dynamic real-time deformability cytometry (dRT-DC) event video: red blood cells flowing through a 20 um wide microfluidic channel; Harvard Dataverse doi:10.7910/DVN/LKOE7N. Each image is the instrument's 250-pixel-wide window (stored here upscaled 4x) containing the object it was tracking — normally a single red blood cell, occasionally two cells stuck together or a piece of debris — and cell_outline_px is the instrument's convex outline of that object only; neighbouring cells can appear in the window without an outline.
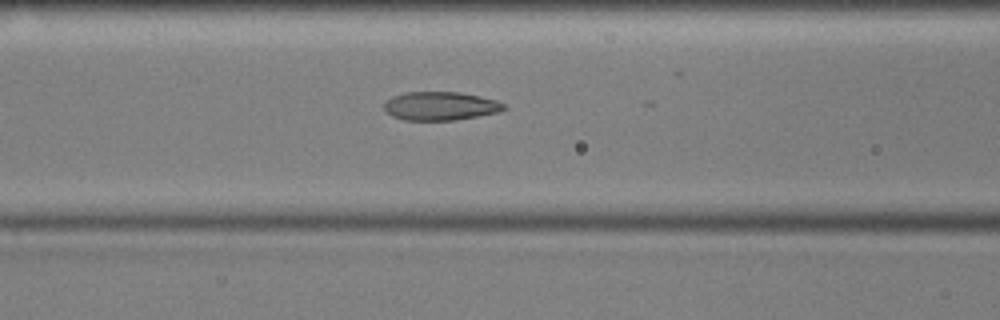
{"species": "common noctule bat (a hibernating species)", "species_latin": "Nyctalus noctula", "temperature_condition": "cold", "stored_images_in_passage": 26, "camera_frame_rate_fps": 3000, "um_per_image_px": 0.085, "animal": {"sex": "male", "body_mass_g": 17.9, "forearm_length_mm": 54.2}, "frame": {"image": 1, "passage_image": 22, "time_ms": 7.0, "image_size_px": [1000, 320], "cell_outline_px": [[508, 108], [496, 112], [456, 120], [404, 120], [392, 116], [384, 108], [384, 104], [392, 96], [404, 92], [460, 92], [480, 96], [496, 100], [504, 104]], "centroid_in_image_um": [37.43, 9.0], "position_along_channel_um": 129.2, "area_um2": 19.83}}
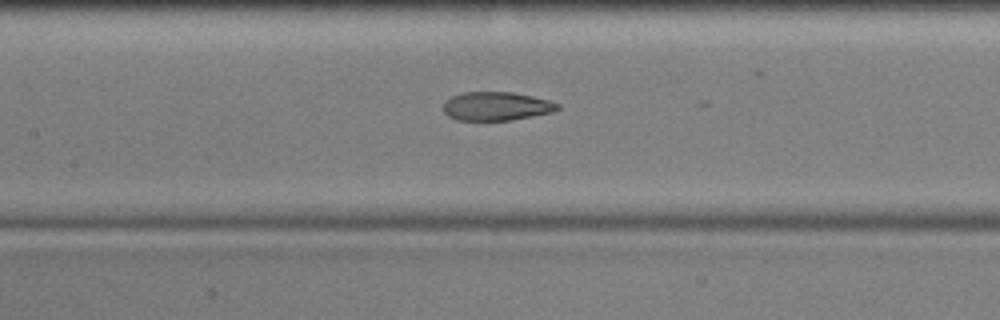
{"frame": {"image": 2, "passage_image": 25, "time_ms": 8.0, "image_size_px": [1000, 320], "cell_outline_px": [[560, 108], [552, 112], [508, 120], [456, 120], [448, 116], [444, 112], [444, 100], [452, 96], [464, 92], [512, 92], [532, 96], [548, 100], [560, 104]], "centroid_in_image_um": [42.16, 9.02], "position_along_channel_um": 165.2, "area_um2": 18.96}}